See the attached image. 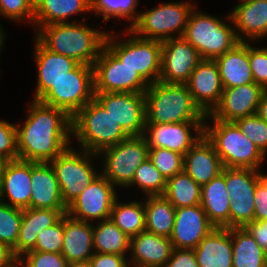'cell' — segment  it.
Here are the masks:
<instances>
[{
    "mask_svg": "<svg viewBox=\"0 0 267 267\" xmlns=\"http://www.w3.org/2000/svg\"><path fill=\"white\" fill-rule=\"evenodd\" d=\"M5 34L6 33L4 32L3 25L0 23V54L5 44L6 40Z\"/></svg>",
    "mask_w": 267,
    "mask_h": 267,
    "instance_id": "cell-55",
    "label": "cell"
},
{
    "mask_svg": "<svg viewBox=\"0 0 267 267\" xmlns=\"http://www.w3.org/2000/svg\"><path fill=\"white\" fill-rule=\"evenodd\" d=\"M266 90L255 82L233 88H224L219 103L206 115L205 120L234 122L257 114L259 102Z\"/></svg>",
    "mask_w": 267,
    "mask_h": 267,
    "instance_id": "cell-17",
    "label": "cell"
},
{
    "mask_svg": "<svg viewBox=\"0 0 267 267\" xmlns=\"http://www.w3.org/2000/svg\"><path fill=\"white\" fill-rule=\"evenodd\" d=\"M166 182L167 180L164 176L147 159L136 169L134 178L127 188L136 186L146 196L163 195L166 189Z\"/></svg>",
    "mask_w": 267,
    "mask_h": 267,
    "instance_id": "cell-39",
    "label": "cell"
},
{
    "mask_svg": "<svg viewBox=\"0 0 267 267\" xmlns=\"http://www.w3.org/2000/svg\"><path fill=\"white\" fill-rule=\"evenodd\" d=\"M85 22L53 23L40 27L35 38L48 50L93 66L105 47L108 31ZM97 28V29H96Z\"/></svg>",
    "mask_w": 267,
    "mask_h": 267,
    "instance_id": "cell-2",
    "label": "cell"
},
{
    "mask_svg": "<svg viewBox=\"0 0 267 267\" xmlns=\"http://www.w3.org/2000/svg\"><path fill=\"white\" fill-rule=\"evenodd\" d=\"M163 267H200L193 249L174 248Z\"/></svg>",
    "mask_w": 267,
    "mask_h": 267,
    "instance_id": "cell-48",
    "label": "cell"
},
{
    "mask_svg": "<svg viewBox=\"0 0 267 267\" xmlns=\"http://www.w3.org/2000/svg\"><path fill=\"white\" fill-rule=\"evenodd\" d=\"M61 254L67 262L89 261L94 254L93 222L64 215V238Z\"/></svg>",
    "mask_w": 267,
    "mask_h": 267,
    "instance_id": "cell-29",
    "label": "cell"
},
{
    "mask_svg": "<svg viewBox=\"0 0 267 267\" xmlns=\"http://www.w3.org/2000/svg\"><path fill=\"white\" fill-rule=\"evenodd\" d=\"M226 21L194 9L190 12L183 37L198 51L201 59L214 60L239 43L230 12Z\"/></svg>",
    "mask_w": 267,
    "mask_h": 267,
    "instance_id": "cell-5",
    "label": "cell"
},
{
    "mask_svg": "<svg viewBox=\"0 0 267 267\" xmlns=\"http://www.w3.org/2000/svg\"><path fill=\"white\" fill-rule=\"evenodd\" d=\"M31 174L30 161L17 159L3 162L0 166L2 202L21 210L31 208Z\"/></svg>",
    "mask_w": 267,
    "mask_h": 267,
    "instance_id": "cell-20",
    "label": "cell"
},
{
    "mask_svg": "<svg viewBox=\"0 0 267 267\" xmlns=\"http://www.w3.org/2000/svg\"><path fill=\"white\" fill-rule=\"evenodd\" d=\"M193 250L200 267H233L230 228H214Z\"/></svg>",
    "mask_w": 267,
    "mask_h": 267,
    "instance_id": "cell-30",
    "label": "cell"
},
{
    "mask_svg": "<svg viewBox=\"0 0 267 267\" xmlns=\"http://www.w3.org/2000/svg\"><path fill=\"white\" fill-rule=\"evenodd\" d=\"M110 219L128 237L137 236L145 231L144 200L123 203L117 197L112 206Z\"/></svg>",
    "mask_w": 267,
    "mask_h": 267,
    "instance_id": "cell-36",
    "label": "cell"
},
{
    "mask_svg": "<svg viewBox=\"0 0 267 267\" xmlns=\"http://www.w3.org/2000/svg\"><path fill=\"white\" fill-rule=\"evenodd\" d=\"M253 144L267 156V122L257 114L233 122Z\"/></svg>",
    "mask_w": 267,
    "mask_h": 267,
    "instance_id": "cell-42",
    "label": "cell"
},
{
    "mask_svg": "<svg viewBox=\"0 0 267 267\" xmlns=\"http://www.w3.org/2000/svg\"><path fill=\"white\" fill-rule=\"evenodd\" d=\"M204 122L206 139L213 145L223 167L259 170L265 155L250 141L233 122L211 120Z\"/></svg>",
    "mask_w": 267,
    "mask_h": 267,
    "instance_id": "cell-6",
    "label": "cell"
},
{
    "mask_svg": "<svg viewBox=\"0 0 267 267\" xmlns=\"http://www.w3.org/2000/svg\"><path fill=\"white\" fill-rule=\"evenodd\" d=\"M230 12L239 42L267 37V0H238ZM246 36V37H245Z\"/></svg>",
    "mask_w": 267,
    "mask_h": 267,
    "instance_id": "cell-22",
    "label": "cell"
},
{
    "mask_svg": "<svg viewBox=\"0 0 267 267\" xmlns=\"http://www.w3.org/2000/svg\"><path fill=\"white\" fill-rule=\"evenodd\" d=\"M138 4L139 0H91L90 13L102 16L103 21L106 22L110 18L126 19L130 24L127 26L129 29L139 18Z\"/></svg>",
    "mask_w": 267,
    "mask_h": 267,
    "instance_id": "cell-38",
    "label": "cell"
},
{
    "mask_svg": "<svg viewBox=\"0 0 267 267\" xmlns=\"http://www.w3.org/2000/svg\"><path fill=\"white\" fill-rule=\"evenodd\" d=\"M130 237H128L111 219L93 224L94 252L127 255Z\"/></svg>",
    "mask_w": 267,
    "mask_h": 267,
    "instance_id": "cell-35",
    "label": "cell"
},
{
    "mask_svg": "<svg viewBox=\"0 0 267 267\" xmlns=\"http://www.w3.org/2000/svg\"><path fill=\"white\" fill-rule=\"evenodd\" d=\"M61 253L32 250L18 259V267H67Z\"/></svg>",
    "mask_w": 267,
    "mask_h": 267,
    "instance_id": "cell-45",
    "label": "cell"
},
{
    "mask_svg": "<svg viewBox=\"0 0 267 267\" xmlns=\"http://www.w3.org/2000/svg\"><path fill=\"white\" fill-rule=\"evenodd\" d=\"M125 267H152V266H146V265L134 263L128 260Z\"/></svg>",
    "mask_w": 267,
    "mask_h": 267,
    "instance_id": "cell-56",
    "label": "cell"
},
{
    "mask_svg": "<svg viewBox=\"0 0 267 267\" xmlns=\"http://www.w3.org/2000/svg\"><path fill=\"white\" fill-rule=\"evenodd\" d=\"M216 228L200 205L176 208L173 231L169 239L173 248L195 249Z\"/></svg>",
    "mask_w": 267,
    "mask_h": 267,
    "instance_id": "cell-19",
    "label": "cell"
},
{
    "mask_svg": "<svg viewBox=\"0 0 267 267\" xmlns=\"http://www.w3.org/2000/svg\"><path fill=\"white\" fill-rule=\"evenodd\" d=\"M93 158L98 159V154L70 146L50 161L66 206L73 202L100 173L92 165Z\"/></svg>",
    "mask_w": 267,
    "mask_h": 267,
    "instance_id": "cell-10",
    "label": "cell"
},
{
    "mask_svg": "<svg viewBox=\"0 0 267 267\" xmlns=\"http://www.w3.org/2000/svg\"><path fill=\"white\" fill-rule=\"evenodd\" d=\"M94 98L111 114L129 136L145 134L146 108L144 93L94 92Z\"/></svg>",
    "mask_w": 267,
    "mask_h": 267,
    "instance_id": "cell-15",
    "label": "cell"
},
{
    "mask_svg": "<svg viewBox=\"0 0 267 267\" xmlns=\"http://www.w3.org/2000/svg\"><path fill=\"white\" fill-rule=\"evenodd\" d=\"M223 168L220 157L205 136L183 156V171L200 186L217 177Z\"/></svg>",
    "mask_w": 267,
    "mask_h": 267,
    "instance_id": "cell-24",
    "label": "cell"
},
{
    "mask_svg": "<svg viewBox=\"0 0 267 267\" xmlns=\"http://www.w3.org/2000/svg\"><path fill=\"white\" fill-rule=\"evenodd\" d=\"M67 267H92L90 261L68 262Z\"/></svg>",
    "mask_w": 267,
    "mask_h": 267,
    "instance_id": "cell-54",
    "label": "cell"
},
{
    "mask_svg": "<svg viewBox=\"0 0 267 267\" xmlns=\"http://www.w3.org/2000/svg\"><path fill=\"white\" fill-rule=\"evenodd\" d=\"M203 131L204 122L146 124L144 137L149 148H165L184 156L204 136Z\"/></svg>",
    "mask_w": 267,
    "mask_h": 267,
    "instance_id": "cell-18",
    "label": "cell"
},
{
    "mask_svg": "<svg viewBox=\"0 0 267 267\" xmlns=\"http://www.w3.org/2000/svg\"><path fill=\"white\" fill-rule=\"evenodd\" d=\"M244 228L267 253V220H254L253 222L247 224Z\"/></svg>",
    "mask_w": 267,
    "mask_h": 267,
    "instance_id": "cell-51",
    "label": "cell"
},
{
    "mask_svg": "<svg viewBox=\"0 0 267 267\" xmlns=\"http://www.w3.org/2000/svg\"><path fill=\"white\" fill-rule=\"evenodd\" d=\"M93 98V66L79 64L54 83L38 101L63 109L73 117Z\"/></svg>",
    "mask_w": 267,
    "mask_h": 267,
    "instance_id": "cell-11",
    "label": "cell"
},
{
    "mask_svg": "<svg viewBox=\"0 0 267 267\" xmlns=\"http://www.w3.org/2000/svg\"><path fill=\"white\" fill-rule=\"evenodd\" d=\"M254 220H267V186L259 179L255 188Z\"/></svg>",
    "mask_w": 267,
    "mask_h": 267,
    "instance_id": "cell-50",
    "label": "cell"
},
{
    "mask_svg": "<svg viewBox=\"0 0 267 267\" xmlns=\"http://www.w3.org/2000/svg\"><path fill=\"white\" fill-rule=\"evenodd\" d=\"M129 135L102 105L93 98L72 117V138L79 149L99 154Z\"/></svg>",
    "mask_w": 267,
    "mask_h": 267,
    "instance_id": "cell-4",
    "label": "cell"
},
{
    "mask_svg": "<svg viewBox=\"0 0 267 267\" xmlns=\"http://www.w3.org/2000/svg\"><path fill=\"white\" fill-rule=\"evenodd\" d=\"M223 88H233L254 82L249 65V42H239L231 50L214 59Z\"/></svg>",
    "mask_w": 267,
    "mask_h": 267,
    "instance_id": "cell-28",
    "label": "cell"
},
{
    "mask_svg": "<svg viewBox=\"0 0 267 267\" xmlns=\"http://www.w3.org/2000/svg\"><path fill=\"white\" fill-rule=\"evenodd\" d=\"M259 178L267 186V174L261 173L259 171Z\"/></svg>",
    "mask_w": 267,
    "mask_h": 267,
    "instance_id": "cell-57",
    "label": "cell"
},
{
    "mask_svg": "<svg viewBox=\"0 0 267 267\" xmlns=\"http://www.w3.org/2000/svg\"><path fill=\"white\" fill-rule=\"evenodd\" d=\"M31 208L67 210L50 162H32Z\"/></svg>",
    "mask_w": 267,
    "mask_h": 267,
    "instance_id": "cell-25",
    "label": "cell"
},
{
    "mask_svg": "<svg viewBox=\"0 0 267 267\" xmlns=\"http://www.w3.org/2000/svg\"><path fill=\"white\" fill-rule=\"evenodd\" d=\"M145 95L146 124L205 122L206 114L194 102L186 84H150Z\"/></svg>",
    "mask_w": 267,
    "mask_h": 267,
    "instance_id": "cell-3",
    "label": "cell"
},
{
    "mask_svg": "<svg viewBox=\"0 0 267 267\" xmlns=\"http://www.w3.org/2000/svg\"><path fill=\"white\" fill-rule=\"evenodd\" d=\"M116 191V187L100 172L67 206V214L89 223L110 219L112 206L117 198Z\"/></svg>",
    "mask_w": 267,
    "mask_h": 267,
    "instance_id": "cell-14",
    "label": "cell"
},
{
    "mask_svg": "<svg viewBox=\"0 0 267 267\" xmlns=\"http://www.w3.org/2000/svg\"><path fill=\"white\" fill-rule=\"evenodd\" d=\"M230 200L224 167L217 177L201 186V207L216 228H230Z\"/></svg>",
    "mask_w": 267,
    "mask_h": 267,
    "instance_id": "cell-31",
    "label": "cell"
},
{
    "mask_svg": "<svg viewBox=\"0 0 267 267\" xmlns=\"http://www.w3.org/2000/svg\"><path fill=\"white\" fill-rule=\"evenodd\" d=\"M0 267H18V258L13 249L2 242H0Z\"/></svg>",
    "mask_w": 267,
    "mask_h": 267,
    "instance_id": "cell-52",
    "label": "cell"
},
{
    "mask_svg": "<svg viewBox=\"0 0 267 267\" xmlns=\"http://www.w3.org/2000/svg\"><path fill=\"white\" fill-rule=\"evenodd\" d=\"M194 102L207 115L219 103L223 85L214 60L202 59L185 83Z\"/></svg>",
    "mask_w": 267,
    "mask_h": 267,
    "instance_id": "cell-21",
    "label": "cell"
},
{
    "mask_svg": "<svg viewBox=\"0 0 267 267\" xmlns=\"http://www.w3.org/2000/svg\"><path fill=\"white\" fill-rule=\"evenodd\" d=\"M22 222V210L0 202V242L13 248Z\"/></svg>",
    "mask_w": 267,
    "mask_h": 267,
    "instance_id": "cell-40",
    "label": "cell"
},
{
    "mask_svg": "<svg viewBox=\"0 0 267 267\" xmlns=\"http://www.w3.org/2000/svg\"><path fill=\"white\" fill-rule=\"evenodd\" d=\"M17 159L16 124L0 119V163Z\"/></svg>",
    "mask_w": 267,
    "mask_h": 267,
    "instance_id": "cell-46",
    "label": "cell"
},
{
    "mask_svg": "<svg viewBox=\"0 0 267 267\" xmlns=\"http://www.w3.org/2000/svg\"><path fill=\"white\" fill-rule=\"evenodd\" d=\"M0 202H2V179L0 175Z\"/></svg>",
    "mask_w": 267,
    "mask_h": 267,
    "instance_id": "cell-58",
    "label": "cell"
},
{
    "mask_svg": "<svg viewBox=\"0 0 267 267\" xmlns=\"http://www.w3.org/2000/svg\"><path fill=\"white\" fill-rule=\"evenodd\" d=\"M145 230L170 237L175 222L176 208L163 196H145Z\"/></svg>",
    "mask_w": 267,
    "mask_h": 267,
    "instance_id": "cell-33",
    "label": "cell"
},
{
    "mask_svg": "<svg viewBox=\"0 0 267 267\" xmlns=\"http://www.w3.org/2000/svg\"><path fill=\"white\" fill-rule=\"evenodd\" d=\"M34 59L37 68V83L33 100H39L60 78L75 69L80 63L71 57L46 49L36 38Z\"/></svg>",
    "mask_w": 267,
    "mask_h": 267,
    "instance_id": "cell-23",
    "label": "cell"
},
{
    "mask_svg": "<svg viewBox=\"0 0 267 267\" xmlns=\"http://www.w3.org/2000/svg\"><path fill=\"white\" fill-rule=\"evenodd\" d=\"M259 170L225 167V183L230 200V228H244L254 221L255 188Z\"/></svg>",
    "mask_w": 267,
    "mask_h": 267,
    "instance_id": "cell-13",
    "label": "cell"
},
{
    "mask_svg": "<svg viewBox=\"0 0 267 267\" xmlns=\"http://www.w3.org/2000/svg\"><path fill=\"white\" fill-rule=\"evenodd\" d=\"M148 159L166 180L183 171V155L165 149L149 148Z\"/></svg>",
    "mask_w": 267,
    "mask_h": 267,
    "instance_id": "cell-41",
    "label": "cell"
},
{
    "mask_svg": "<svg viewBox=\"0 0 267 267\" xmlns=\"http://www.w3.org/2000/svg\"><path fill=\"white\" fill-rule=\"evenodd\" d=\"M128 255L94 252L89 259L92 267H125Z\"/></svg>",
    "mask_w": 267,
    "mask_h": 267,
    "instance_id": "cell-49",
    "label": "cell"
},
{
    "mask_svg": "<svg viewBox=\"0 0 267 267\" xmlns=\"http://www.w3.org/2000/svg\"><path fill=\"white\" fill-rule=\"evenodd\" d=\"M87 12H91V0H34L33 27L38 30L53 23L77 22L70 20Z\"/></svg>",
    "mask_w": 267,
    "mask_h": 267,
    "instance_id": "cell-32",
    "label": "cell"
},
{
    "mask_svg": "<svg viewBox=\"0 0 267 267\" xmlns=\"http://www.w3.org/2000/svg\"><path fill=\"white\" fill-rule=\"evenodd\" d=\"M67 210L26 208L22 210V222L16 245L12 248L19 259L32 251L41 230L55 225Z\"/></svg>",
    "mask_w": 267,
    "mask_h": 267,
    "instance_id": "cell-26",
    "label": "cell"
},
{
    "mask_svg": "<svg viewBox=\"0 0 267 267\" xmlns=\"http://www.w3.org/2000/svg\"><path fill=\"white\" fill-rule=\"evenodd\" d=\"M0 15L12 22L34 24V0H0Z\"/></svg>",
    "mask_w": 267,
    "mask_h": 267,
    "instance_id": "cell-43",
    "label": "cell"
},
{
    "mask_svg": "<svg viewBox=\"0 0 267 267\" xmlns=\"http://www.w3.org/2000/svg\"><path fill=\"white\" fill-rule=\"evenodd\" d=\"M257 115L267 122V90L263 93L261 100L259 102Z\"/></svg>",
    "mask_w": 267,
    "mask_h": 267,
    "instance_id": "cell-53",
    "label": "cell"
},
{
    "mask_svg": "<svg viewBox=\"0 0 267 267\" xmlns=\"http://www.w3.org/2000/svg\"><path fill=\"white\" fill-rule=\"evenodd\" d=\"M193 2H163L140 12L138 20L129 28L137 37L163 42L183 37ZM177 34V35H175Z\"/></svg>",
    "mask_w": 267,
    "mask_h": 267,
    "instance_id": "cell-8",
    "label": "cell"
},
{
    "mask_svg": "<svg viewBox=\"0 0 267 267\" xmlns=\"http://www.w3.org/2000/svg\"><path fill=\"white\" fill-rule=\"evenodd\" d=\"M249 65L254 82L267 90V47L257 48L249 43Z\"/></svg>",
    "mask_w": 267,
    "mask_h": 267,
    "instance_id": "cell-47",
    "label": "cell"
},
{
    "mask_svg": "<svg viewBox=\"0 0 267 267\" xmlns=\"http://www.w3.org/2000/svg\"><path fill=\"white\" fill-rule=\"evenodd\" d=\"M28 107L24 123L16 124L18 159L50 162L72 145V117L38 100Z\"/></svg>",
    "mask_w": 267,
    "mask_h": 267,
    "instance_id": "cell-1",
    "label": "cell"
},
{
    "mask_svg": "<svg viewBox=\"0 0 267 267\" xmlns=\"http://www.w3.org/2000/svg\"><path fill=\"white\" fill-rule=\"evenodd\" d=\"M148 150L144 135L129 136L98 154L103 165L100 172L115 187L127 188L134 178L136 169L148 159Z\"/></svg>",
    "mask_w": 267,
    "mask_h": 267,
    "instance_id": "cell-9",
    "label": "cell"
},
{
    "mask_svg": "<svg viewBox=\"0 0 267 267\" xmlns=\"http://www.w3.org/2000/svg\"><path fill=\"white\" fill-rule=\"evenodd\" d=\"M162 43L161 73L163 83L185 84L202 60L198 51L184 38L176 37Z\"/></svg>",
    "mask_w": 267,
    "mask_h": 267,
    "instance_id": "cell-16",
    "label": "cell"
},
{
    "mask_svg": "<svg viewBox=\"0 0 267 267\" xmlns=\"http://www.w3.org/2000/svg\"><path fill=\"white\" fill-rule=\"evenodd\" d=\"M233 267H267V253L245 228H230Z\"/></svg>",
    "mask_w": 267,
    "mask_h": 267,
    "instance_id": "cell-34",
    "label": "cell"
},
{
    "mask_svg": "<svg viewBox=\"0 0 267 267\" xmlns=\"http://www.w3.org/2000/svg\"><path fill=\"white\" fill-rule=\"evenodd\" d=\"M163 196L175 208L200 205L201 186L182 171L167 180Z\"/></svg>",
    "mask_w": 267,
    "mask_h": 267,
    "instance_id": "cell-37",
    "label": "cell"
},
{
    "mask_svg": "<svg viewBox=\"0 0 267 267\" xmlns=\"http://www.w3.org/2000/svg\"><path fill=\"white\" fill-rule=\"evenodd\" d=\"M173 249L168 237L145 230L130 238L128 260L146 266L163 267Z\"/></svg>",
    "mask_w": 267,
    "mask_h": 267,
    "instance_id": "cell-27",
    "label": "cell"
},
{
    "mask_svg": "<svg viewBox=\"0 0 267 267\" xmlns=\"http://www.w3.org/2000/svg\"><path fill=\"white\" fill-rule=\"evenodd\" d=\"M123 39L119 34L109 32L105 46L126 66L150 85L159 81L161 73L162 43L157 40L137 37L125 27ZM115 34V35H114ZM130 35V36H129ZM122 38V40H120Z\"/></svg>",
    "mask_w": 267,
    "mask_h": 267,
    "instance_id": "cell-7",
    "label": "cell"
},
{
    "mask_svg": "<svg viewBox=\"0 0 267 267\" xmlns=\"http://www.w3.org/2000/svg\"><path fill=\"white\" fill-rule=\"evenodd\" d=\"M94 92L144 93L149 84L106 46L93 64Z\"/></svg>",
    "mask_w": 267,
    "mask_h": 267,
    "instance_id": "cell-12",
    "label": "cell"
},
{
    "mask_svg": "<svg viewBox=\"0 0 267 267\" xmlns=\"http://www.w3.org/2000/svg\"><path fill=\"white\" fill-rule=\"evenodd\" d=\"M64 238V216L53 226L45 228L38 234L33 250L61 253Z\"/></svg>",
    "mask_w": 267,
    "mask_h": 267,
    "instance_id": "cell-44",
    "label": "cell"
}]
</instances>
